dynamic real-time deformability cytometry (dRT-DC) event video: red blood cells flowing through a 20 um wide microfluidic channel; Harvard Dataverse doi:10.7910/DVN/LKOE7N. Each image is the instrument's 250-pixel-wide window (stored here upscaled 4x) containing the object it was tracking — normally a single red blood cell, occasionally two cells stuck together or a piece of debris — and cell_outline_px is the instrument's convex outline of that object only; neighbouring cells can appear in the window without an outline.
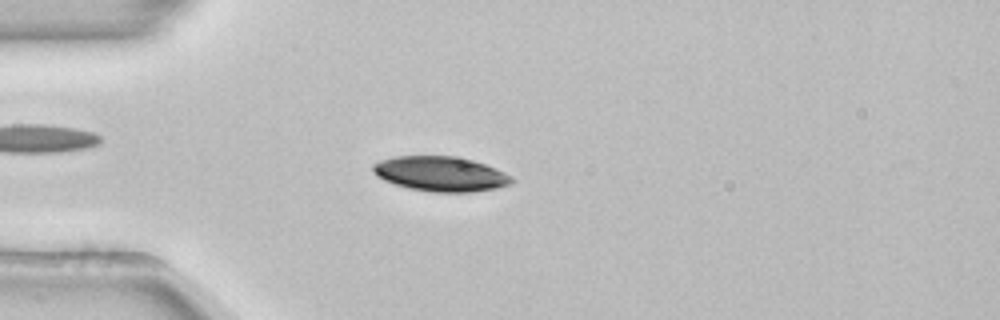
{"species": "common noctule bat (a hibernating species)", "species_latin": "Nyctalus noctula", "temperature_condition": "room temperature", "stored_images_in_passage": 52, "camera_frame_rate_fps": 3000, "um_per_image_px": 0.085, "animal": {"sex": "female", "body_mass_g": 22.7, "forearm_length_mm": 54.2}, "frame": {"image": 1, "passage_image": 13, "time_ms": 4.0, "image_size_px": [1000, 320], "cell_outline_px": [[516, 180], [512, 184], [496, 188], [472, 192], [432, 192], [408, 188], [384, 180], [376, 176], [372, 172], [372, 164], [380, 160], [396, 156], [452, 156], [472, 160], [484, 164], [504, 172], [512, 176]], "centroid_in_image_um": [37.45, 14.78], "position_along_channel_um": 47.6, "area_um2": 28.26}}
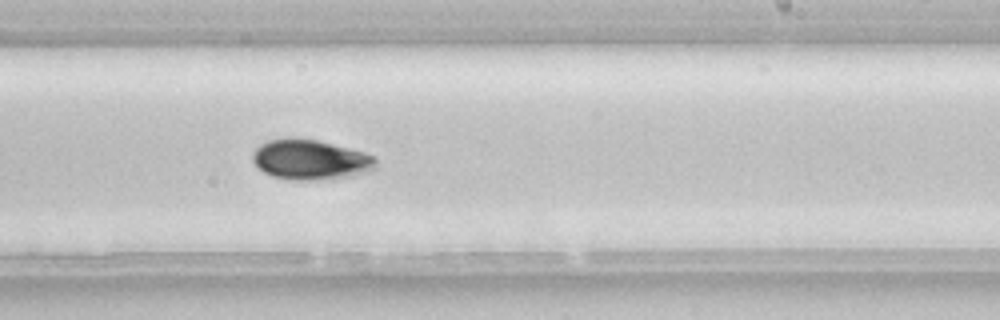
{"frame": {"image": 2, "passage_image": 31, "time_ms": 10.0, "image_size_px": [1000, 320], "cell_outline_px": [[376, 168], [368, 172], [348, 176], [320, 180], [288, 180], [272, 176], [264, 172], [252, 160], [252, 152], [260, 144], [268, 140], [292, 136], [316, 140], [364, 152], [376, 156]], "centroid_in_image_um": [26.37, 13.56], "position_along_channel_um": 262.6, "area_um2": 29.02}}
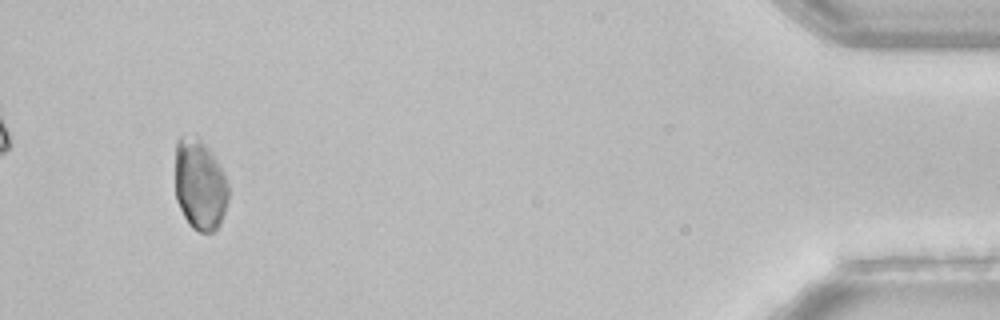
{"frame": {"image": 3, "passage_image": 49, "time_ms": 16.0, "image_size_px": [1000, 320], "cell_outline_px": [[228, 200], [220, 224], [212, 232], [200, 232], [192, 228], [188, 224], [176, 200], [176, 140], [180, 136], [196, 136], [212, 152], [224, 172], [228, 184]], "centroid_in_image_um": [16.99, 15.71], "position_along_channel_um": 418.2, "area_um2": 28.21}, "authors_computed_cell_mechanics": {"area_um2": 28.033, "velocity_mm_per_s": 3.8522, "shape_relaxation_time_tau1_ms": 1.4148, "shape_relaxation_time_tau2_ms": null, "deformation_change_tau1": 0.0834, "deformation_change_tau2": null}}